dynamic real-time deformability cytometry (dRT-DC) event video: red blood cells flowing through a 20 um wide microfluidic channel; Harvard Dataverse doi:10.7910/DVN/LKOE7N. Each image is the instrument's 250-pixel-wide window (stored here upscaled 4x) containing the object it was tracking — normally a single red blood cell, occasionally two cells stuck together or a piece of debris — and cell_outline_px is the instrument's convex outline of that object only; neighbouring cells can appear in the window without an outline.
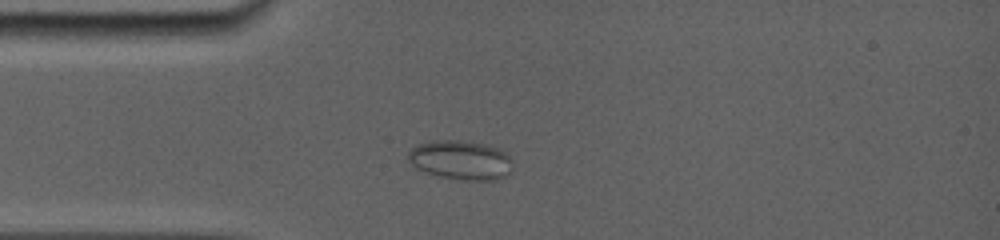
{"species": "common noctule bat (a hibernating species)", "species_latin": "Nyctalus noctula", "temperature_condition": "room temperature", "stored_images_in_passage": 14, "camera_frame_rate_fps": 5000, "um_per_image_px": 0.085, "animal": {"sex": "female", "body_mass_g": 19.0, "forearm_length_mm": 56.7}, "frame": {"image": 1, "passage_image": 4, "time_ms": 3.4, "image_size_px": [1000, 240], "cell_outline_px": [[512, 160], [508, 172], [504, 176], [496, 180], [460, 180], [440, 176], [416, 168], [408, 160], [408, 152], [412, 148], [420, 144], [432, 140], [456, 140], [484, 144], [496, 148], [504, 152]], "centroid_in_image_um": [39.13, 13.6], "position_along_channel_um": 45.9, "area_um2": 23.52}}
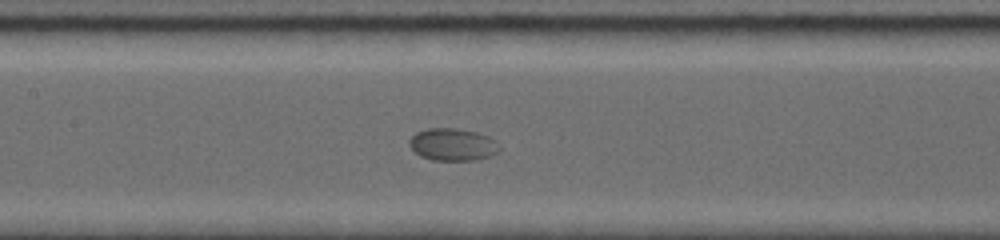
{"frame": {"image": 2, "passage_image": 10, "time_ms": 7.0, "image_size_px": [1000, 240], "cell_outline_px": [[500, 152], [488, 156], [472, 160], [432, 160], [420, 156], [408, 144], [408, 140], [416, 132], [428, 128], [456, 128], [476, 132], [488, 136], [496, 140], [500, 148]], "centroid_in_image_um": [38.47, 12.28], "position_along_channel_um": 168.9, "area_um2": 16.99}}
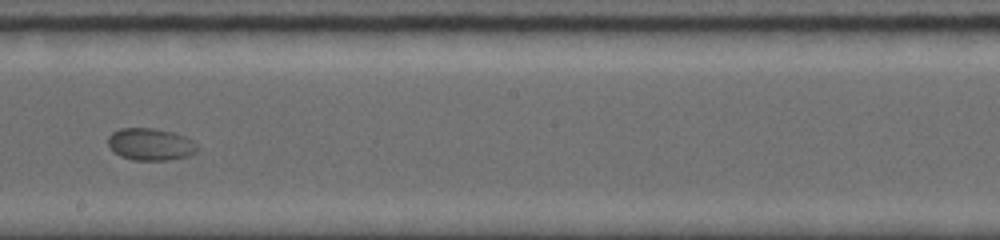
{"frame": {"image": 3, "passage_image": 13, "time_ms": 8.8, "image_size_px": [1000, 240], "cell_outline_px": [[200, 148], [196, 152], [188, 156], [168, 160], [132, 160], [120, 156], [112, 152], [108, 148], [108, 136], [112, 132], [120, 128], [152, 128], [172, 132], [184, 136], [192, 140]], "centroid_in_image_um": [12.76, 12.27], "position_along_channel_um": 235.4, "area_um2": 16.94}}